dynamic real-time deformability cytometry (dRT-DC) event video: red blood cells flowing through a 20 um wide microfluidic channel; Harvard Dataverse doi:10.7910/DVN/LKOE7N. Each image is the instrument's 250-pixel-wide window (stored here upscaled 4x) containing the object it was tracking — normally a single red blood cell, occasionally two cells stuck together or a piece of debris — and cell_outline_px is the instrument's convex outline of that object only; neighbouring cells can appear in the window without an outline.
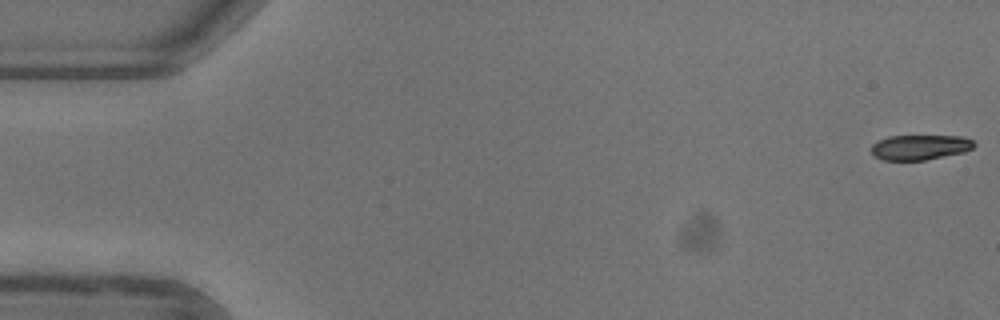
{"species": "common noctule bat (a hibernating species)", "species_latin": "Nyctalus noctula", "temperature_condition": "warm", "stored_images_in_passage": 16, "camera_frame_rate_fps": 3000, "um_per_image_px": 0.085, "animal": {"sex": "female"}, "frame": {"image": 1, "passage_image": 1, "time_ms": 0.0, "image_size_px": [1000, 320], "cell_outline_px": [[976, 144], [972, 148], [964, 152], [924, 160], [884, 160], [876, 156], [872, 152], [872, 144], [888, 136], [964, 136], [972, 140]], "centroid_in_image_um": [78.22, 12.51], "position_along_channel_um": 6.8, "area_um2": 14.85}}
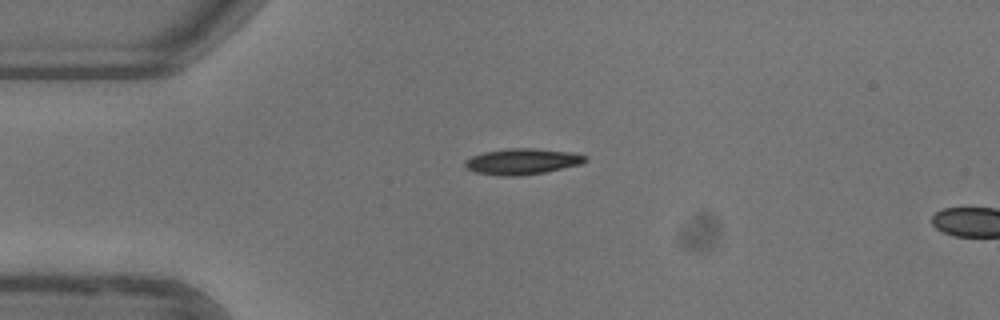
{"frame": {"image": 2, "passage_image": 13, "time_ms": 4.0, "image_size_px": [1000, 320], "cell_outline_px": [[588, 160], [580, 164], [544, 172], [520, 176], [500, 176], [476, 172], [464, 168], [464, 160], [472, 156], [484, 152], [512, 148], [532, 148], [572, 152], [588, 156]], "centroid_in_image_um": [44.37, 13.73], "position_along_channel_um": 40.6, "area_um2": 18.21}}